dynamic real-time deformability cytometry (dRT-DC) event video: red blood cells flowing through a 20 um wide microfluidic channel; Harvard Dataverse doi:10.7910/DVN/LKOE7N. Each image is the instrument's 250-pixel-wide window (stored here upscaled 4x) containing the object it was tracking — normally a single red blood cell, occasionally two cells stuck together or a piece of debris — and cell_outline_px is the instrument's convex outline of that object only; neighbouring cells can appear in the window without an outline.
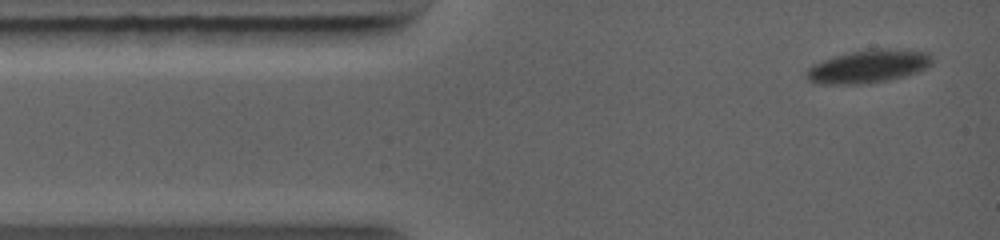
{"species": "common noctule bat (a hibernating species)", "species_latin": "Nyctalus noctula", "temperature_condition": "warm", "stored_images_in_passage": 20, "camera_frame_rate_fps": 5000, "um_per_image_px": 0.085, "animal": {"sex": "female", "body_mass_g": 19.0, "forearm_length_mm": 56.7}, "frame": {"image": 1, "passage_image": 1, "time_ms": 0.0, "image_size_px": [1000, 240], "cell_outline_px": [[932, 64], [916, 72], [884, 80], [852, 84], [828, 84], [808, 80], [804, 72], [812, 64], [832, 56], [852, 52], [876, 48], [884, 48], [928, 52], [932, 56]], "centroid_in_image_um": [73.77, 5.62], "position_along_channel_um": 11.2, "area_um2": 23.7}}
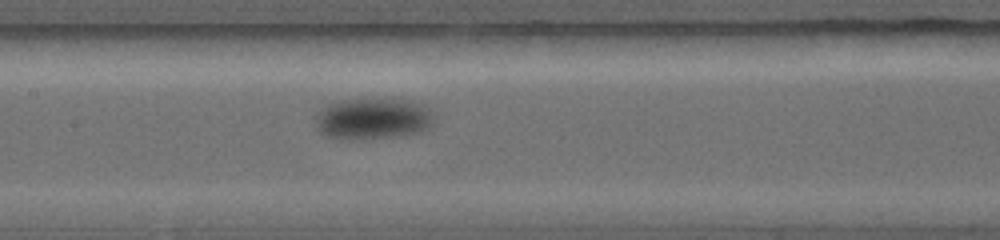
{"frame": {"image": 2, "passage_image": 12, "time_ms": 5.2, "image_size_px": [1000, 240], "cell_outline_px": [[432, 124], [424, 132], [400, 136], [352, 140], [328, 136], [320, 132], [312, 124], [320, 108], [328, 104], [348, 100], [380, 96], [412, 100], [424, 104], [428, 108], [432, 116]], "centroid_in_image_um": [31.7, 10.06], "position_along_channel_um": 175.7, "area_um2": 29.54}}
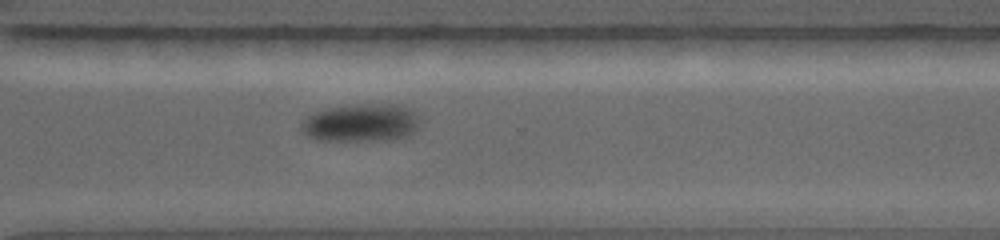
{"frame": {"image": 3, "passage_image": 20, "time_ms": 9.0, "image_size_px": [1000, 240], "cell_outline_px": [[420, 120], [416, 128], [408, 136], [388, 140], [316, 140], [308, 136], [300, 128], [300, 120], [316, 112], [328, 108], [360, 104], [388, 104], [412, 108]], "centroid_in_image_um": [30.68, 10.44], "position_along_channel_um": 339.9, "area_um2": 26.13}}